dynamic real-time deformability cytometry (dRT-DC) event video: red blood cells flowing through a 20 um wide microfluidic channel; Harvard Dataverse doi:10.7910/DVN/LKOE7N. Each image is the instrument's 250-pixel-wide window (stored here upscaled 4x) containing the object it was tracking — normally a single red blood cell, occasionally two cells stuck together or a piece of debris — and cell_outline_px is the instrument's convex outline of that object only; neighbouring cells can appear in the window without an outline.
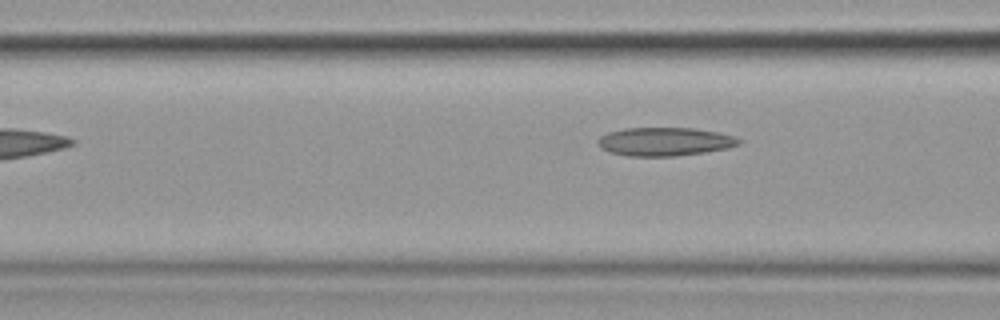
{"species": "common noctule bat (a hibernating species)", "species_latin": "Nyctalus noctula", "temperature_condition": "cold", "stored_images_in_passage": 5, "segment_of_instrument_passage": [2, 2], "camera_frame_rate_fps": 3000, "um_per_image_px": 0.085, "animal": {"sex": "female", "body_mass_g": 19.9}, "frame": {"image": 1, "passage_image": 5, "time_ms": 5.667, "image_size_px": [1000, 320], "cell_outline_px": [[744, 140], [740, 144], [728, 148], [704, 152], [676, 156], [628, 156], [612, 152], [600, 148], [596, 144], [596, 140], [600, 136], [608, 132], [624, 128], [696, 128], [720, 132], [736, 136]], "centroid_in_image_um": [56.53, 12.03], "position_along_channel_um": 110.1, "area_um2": 23.7}}